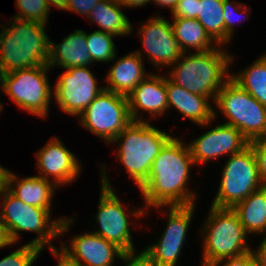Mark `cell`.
Returning <instances> with one entry per match:
<instances>
[{"mask_svg": "<svg viewBox=\"0 0 266 266\" xmlns=\"http://www.w3.org/2000/svg\"><path fill=\"white\" fill-rule=\"evenodd\" d=\"M225 49V46L218 45L207 51L183 53L170 66L166 77L185 90L214 102L217 93L230 78L229 69L234 62V57Z\"/></svg>", "mask_w": 266, "mask_h": 266, "instance_id": "obj_2", "label": "cell"}, {"mask_svg": "<svg viewBox=\"0 0 266 266\" xmlns=\"http://www.w3.org/2000/svg\"><path fill=\"white\" fill-rule=\"evenodd\" d=\"M10 245H14V243L11 241L5 226L0 221V249Z\"/></svg>", "mask_w": 266, "mask_h": 266, "instance_id": "obj_40", "label": "cell"}, {"mask_svg": "<svg viewBox=\"0 0 266 266\" xmlns=\"http://www.w3.org/2000/svg\"><path fill=\"white\" fill-rule=\"evenodd\" d=\"M123 8L144 7L153 0H116Z\"/></svg>", "mask_w": 266, "mask_h": 266, "instance_id": "obj_39", "label": "cell"}, {"mask_svg": "<svg viewBox=\"0 0 266 266\" xmlns=\"http://www.w3.org/2000/svg\"><path fill=\"white\" fill-rule=\"evenodd\" d=\"M167 91L168 112L176 109L182 114L183 119L191 120L194 124L205 127L217 119V111L213 108L210 100L202 95L189 92L183 87L171 82L165 75Z\"/></svg>", "mask_w": 266, "mask_h": 266, "instance_id": "obj_18", "label": "cell"}, {"mask_svg": "<svg viewBox=\"0 0 266 266\" xmlns=\"http://www.w3.org/2000/svg\"><path fill=\"white\" fill-rule=\"evenodd\" d=\"M113 37L116 36L99 30L86 33V43L93 63L112 62L118 58Z\"/></svg>", "mask_w": 266, "mask_h": 266, "instance_id": "obj_28", "label": "cell"}, {"mask_svg": "<svg viewBox=\"0 0 266 266\" xmlns=\"http://www.w3.org/2000/svg\"><path fill=\"white\" fill-rule=\"evenodd\" d=\"M74 266H113L125 253L116 244L103 237L87 232L72 237L69 244L61 243L56 252Z\"/></svg>", "mask_w": 266, "mask_h": 266, "instance_id": "obj_13", "label": "cell"}, {"mask_svg": "<svg viewBox=\"0 0 266 266\" xmlns=\"http://www.w3.org/2000/svg\"><path fill=\"white\" fill-rule=\"evenodd\" d=\"M244 7V8H243ZM243 8V9H242ZM249 7L246 6L244 3L235 2V0H224L223 3V14H224V45L230 43L233 38V33L235 30V23L237 21H241L242 17L243 20L247 19L249 16L248 12ZM243 13V14H242ZM242 16V17H241Z\"/></svg>", "mask_w": 266, "mask_h": 266, "instance_id": "obj_31", "label": "cell"}, {"mask_svg": "<svg viewBox=\"0 0 266 266\" xmlns=\"http://www.w3.org/2000/svg\"><path fill=\"white\" fill-rule=\"evenodd\" d=\"M239 216L247 234L266 237V186L254 191L232 208Z\"/></svg>", "mask_w": 266, "mask_h": 266, "instance_id": "obj_23", "label": "cell"}, {"mask_svg": "<svg viewBox=\"0 0 266 266\" xmlns=\"http://www.w3.org/2000/svg\"><path fill=\"white\" fill-rule=\"evenodd\" d=\"M35 156L36 167L40 172L38 176L47 180L52 179L59 188L65 184H72L82 172L79 159L56 136L39 149Z\"/></svg>", "mask_w": 266, "mask_h": 266, "instance_id": "obj_16", "label": "cell"}, {"mask_svg": "<svg viewBox=\"0 0 266 266\" xmlns=\"http://www.w3.org/2000/svg\"><path fill=\"white\" fill-rule=\"evenodd\" d=\"M205 221L200 231L203 241L201 266H211L252 250L247 243L249 235L232 208L210 206Z\"/></svg>", "mask_w": 266, "mask_h": 266, "instance_id": "obj_6", "label": "cell"}, {"mask_svg": "<svg viewBox=\"0 0 266 266\" xmlns=\"http://www.w3.org/2000/svg\"><path fill=\"white\" fill-rule=\"evenodd\" d=\"M188 144L172 137L154 159L147 180L139 187L145 210L196 204V192L188 189L195 166Z\"/></svg>", "mask_w": 266, "mask_h": 266, "instance_id": "obj_1", "label": "cell"}, {"mask_svg": "<svg viewBox=\"0 0 266 266\" xmlns=\"http://www.w3.org/2000/svg\"><path fill=\"white\" fill-rule=\"evenodd\" d=\"M196 204L189 206H168L167 224L164 233L156 242L185 243L187 231L194 215Z\"/></svg>", "mask_w": 266, "mask_h": 266, "instance_id": "obj_26", "label": "cell"}, {"mask_svg": "<svg viewBox=\"0 0 266 266\" xmlns=\"http://www.w3.org/2000/svg\"><path fill=\"white\" fill-rule=\"evenodd\" d=\"M2 110H3V104L0 101V112H2Z\"/></svg>", "mask_w": 266, "mask_h": 266, "instance_id": "obj_45", "label": "cell"}, {"mask_svg": "<svg viewBox=\"0 0 266 266\" xmlns=\"http://www.w3.org/2000/svg\"><path fill=\"white\" fill-rule=\"evenodd\" d=\"M142 53L136 50L118 58L107 73L105 89L128 97L150 74L146 73Z\"/></svg>", "mask_w": 266, "mask_h": 266, "instance_id": "obj_19", "label": "cell"}, {"mask_svg": "<svg viewBox=\"0 0 266 266\" xmlns=\"http://www.w3.org/2000/svg\"><path fill=\"white\" fill-rule=\"evenodd\" d=\"M123 7L116 0H101L88 14L86 19L97 24L99 31L114 36L132 35V24L122 12Z\"/></svg>", "mask_w": 266, "mask_h": 266, "instance_id": "obj_22", "label": "cell"}, {"mask_svg": "<svg viewBox=\"0 0 266 266\" xmlns=\"http://www.w3.org/2000/svg\"><path fill=\"white\" fill-rule=\"evenodd\" d=\"M5 188L16 198L30 206L52 209V197L58 187L38 175L20 178L8 170Z\"/></svg>", "mask_w": 266, "mask_h": 266, "instance_id": "obj_20", "label": "cell"}, {"mask_svg": "<svg viewBox=\"0 0 266 266\" xmlns=\"http://www.w3.org/2000/svg\"><path fill=\"white\" fill-rule=\"evenodd\" d=\"M249 141L234 126L217 124L195 140L188 147L196 165L206 164L210 160L241 152Z\"/></svg>", "mask_w": 266, "mask_h": 266, "instance_id": "obj_15", "label": "cell"}, {"mask_svg": "<svg viewBox=\"0 0 266 266\" xmlns=\"http://www.w3.org/2000/svg\"><path fill=\"white\" fill-rule=\"evenodd\" d=\"M172 137L149 121H132L110 144H118L114 153L139 188L147 180L154 159Z\"/></svg>", "mask_w": 266, "mask_h": 266, "instance_id": "obj_5", "label": "cell"}, {"mask_svg": "<svg viewBox=\"0 0 266 266\" xmlns=\"http://www.w3.org/2000/svg\"><path fill=\"white\" fill-rule=\"evenodd\" d=\"M79 118L84 128L110 144L132 122L128 97L104 89Z\"/></svg>", "mask_w": 266, "mask_h": 266, "instance_id": "obj_11", "label": "cell"}, {"mask_svg": "<svg viewBox=\"0 0 266 266\" xmlns=\"http://www.w3.org/2000/svg\"><path fill=\"white\" fill-rule=\"evenodd\" d=\"M183 244L172 242H153L142 250L154 266H176Z\"/></svg>", "mask_w": 266, "mask_h": 266, "instance_id": "obj_29", "label": "cell"}, {"mask_svg": "<svg viewBox=\"0 0 266 266\" xmlns=\"http://www.w3.org/2000/svg\"><path fill=\"white\" fill-rule=\"evenodd\" d=\"M19 13L13 17L47 24L50 7L47 0H16Z\"/></svg>", "mask_w": 266, "mask_h": 266, "instance_id": "obj_30", "label": "cell"}, {"mask_svg": "<svg viewBox=\"0 0 266 266\" xmlns=\"http://www.w3.org/2000/svg\"><path fill=\"white\" fill-rule=\"evenodd\" d=\"M171 25L183 53H189L192 49L202 52L218 46L197 19L173 18Z\"/></svg>", "mask_w": 266, "mask_h": 266, "instance_id": "obj_24", "label": "cell"}, {"mask_svg": "<svg viewBox=\"0 0 266 266\" xmlns=\"http://www.w3.org/2000/svg\"><path fill=\"white\" fill-rule=\"evenodd\" d=\"M92 59L86 43L85 30H75L55 44L50 40L48 66L68 69L92 65Z\"/></svg>", "mask_w": 266, "mask_h": 266, "instance_id": "obj_21", "label": "cell"}, {"mask_svg": "<svg viewBox=\"0 0 266 266\" xmlns=\"http://www.w3.org/2000/svg\"><path fill=\"white\" fill-rule=\"evenodd\" d=\"M221 174L219 188L211 204L214 207L233 208L263 186L250 144L241 152L229 156Z\"/></svg>", "mask_w": 266, "mask_h": 266, "instance_id": "obj_10", "label": "cell"}, {"mask_svg": "<svg viewBox=\"0 0 266 266\" xmlns=\"http://www.w3.org/2000/svg\"><path fill=\"white\" fill-rule=\"evenodd\" d=\"M245 91L266 107V54L263 53L247 68L230 76Z\"/></svg>", "mask_w": 266, "mask_h": 266, "instance_id": "obj_25", "label": "cell"}, {"mask_svg": "<svg viewBox=\"0 0 266 266\" xmlns=\"http://www.w3.org/2000/svg\"><path fill=\"white\" fill-rule=\"evenodd\" d=\"M249 144L254 151L260 180L263 186H266V136L257 138Z\"/></svg>", "mask_w": 266, "mask_h": 266, "instance_id": "obj_33", "label": "cell"}, {"mask_svg": "<svg viewBox=\"0 0 266 266\" xmlns=\"http://www.w3.org/2000/svg\"><path fill=\"white\" fill-rule=\"evenodd\" d=\"M211 266H257V261L251 250L240 256L223 259Z\"/></svg>", "mask_w": 266, "mask_h": 266, "instance_id": "obj_35", "label": "cell"}, {"mask_svg": "<svg viewBox=\"0 0 266 266\" xmlns=\"http://www.w3.org/2000/svg\"><path fill=\"white\" fill-rule=\"evenodd\" d=\"M100 167L102 170V180L99 206L96 214V222L99 229H95L92 232L116 244L124 252H137L133 244V235L130 231L132 220H128V215L135 216L134 218L138 219L145 217L147 212L144 207L136 210L134 208V210L129 212L127 210L128 207H126L124 202L121 203L122 201L118 198L115 190H113L111 181L107 177L108 173L105 165Z\"/></svg>", "mask_w": 266, "mask_h": 266, "instance_id": "obj_8", "label": "cell"}, {"mask_svg": "<svg viewBox=\"0 0 266 266\" xmlns=\"http://www.w3.org/2000/svg\"><path fill=\"white\" fill-rule=\"evenodd\" d=\"M122 260L125 266H154L149 257L143 252H125L119 259Z\"/></svg>", "mask_w": 266, "mask_h": 266, "instance_id": "obj_37", "label": "cell"}, {"mask_svg": "<svg viewBox=\"0 0 266 266\" xmlns=\"http://www.w3.org/2000/svg\"><path fill=\"white\" fill-rule=\"evenodd\" d=\"M252 251L254 252L257 266H266V237L263 236L259 246Z\"/></svg>", "mask_w": 266, "mask_h": 266, "instance_id": "obj_38", "label": "cell"}, {"mask_svg": "<svg viewBox=\"0 0 266 266\" xmlns=\"http://www.w3.org/2000/svg\"><path fill=\"white\" fill-rule=\"evenodd\" d=\"M153 2L160 7H168L170 12L172 13L179 0H153Z\"/></svg>", "mask_w": 266, "mask_h": 266, "instance_id": "obj_41", "label": "cell"}, {"mask_svg": "<svg viewBox=\"0 0 266 266\" xmlns=\"http://www.w3.org/2000/svg\"><path fill=\"white\" fill-rule=\"evenodd\" d=\"M9 169H6L0 164V188H4L6 186V178Z\"/></svg>", "mask_w": 266, "mask_h": 266, "instance_id": "obj_43", "label": "cell"}, {"mask_svg": "<svg viewBox=\"0 0 266 266\" xmlns=\"http://www.w3.org/2000/svg\"><path fill=\"white\" fill-rule=\"evenodd\" d=\"M48 65L16 70L0 75V86L13 103L38 118H47L53 96L47 73Z\"/></svg>", "mask_w": 266, "mask_h": 266, "instance_id": "obj_9", "label": "cell"}, {"mask_svg": "<svg viewBox=\"0 0 266 266\" xmlns=\"http://www.w3.org/2000/svg\"><path fill=\"white\" fill-rule=\"evenodd\" d=\"M53 257L57 258L58 264L56 266H74L72 264L67 263L63 258H61L56 252L52 253Z\"/></svg>", "mask_w": 266, "mask_h": 266, "instance_id": "obj_44", "label": "cell"}, {"mask_svg": "<svg viewBox=\"0 0 266 266\" xmlns=\"http://www.w3.org/2000/svg\"><path fill=\"white\" fill-rule=\"evenodd\" d=\"M138 28L139 40L149 63L156 68L170 67L183 54L174 36L170 21L163 16H153Z\"/></svg>", "mask_w": 266, "mask_h": 266, "instance_id": "obj_14", "label": "cell"}, {"mask_svg": "<svg viewBox=\"0 0 266 266\" xmlns=\"http://www.w3.org/2000/svg\"><path fill=\"white\" fill-rule=\"evenodd\" d=\"M213 105L249 141L266 136V107L231 77L216 95Z\"/></svg>", "mask_w": 266, "mask_h": 266, "instance_id": "obj_7", "label": "cell"}, {"mask_svg": "<svg viewBox=\"0 0 266 266\" xmlns=\"http://www.w3.org/2000/svg\"><path fill=\"white\" fill-rule=\"evenodd\" d=\"M224 0H200L197 20L205 28L211 39L224 46Z\"/></svg>", "mask_w": 266, "mask_h": 266, "instance_id": "obj_27", "label": "cell"}, {"mask_svg": "<svg viewBox=\"0 0 266 266\" xmlns=\"http://www.w3.org/2000/svg\"><path fill=\"white\" fill-rule=\"evenodd\" d=\"M47 3L50 9L52 6H55L58 10H65L68 0H47Z\"/></svg>", "mask_w": 266, "mask_h": 266, "instance_id": "obj_42", "label": "cell"}, {"mask_svg": "<svg viewBox=\"0 0 266 266\" xmlns=\"http://www.w3.org/2000/svg\"><path fill=\"white\" fill-rule=\"evenodd\" d=\"M39 247L26 243L0 260V266H33L40 253Z\"/></svg>", "mask_w": 266, "mask_h": 266, "instance_id": "obj_32", "label": "cell"}, {"mask_svg": "<svg viewBox=\"0 0 266 266\" xmlns=\"http://www.w3.org/2000/svg\"><path fill=\"white\" fill-rule=\"evenodd\" d=\"M88 66L71 67L60 73L53 97L64 113L79 117L91 102L105 89L100 87Z\"/></svg>", "mask_w": 266, "mask_h": 266, "instance_id": "obj_12", "label": "cell"}, {"mask_svg": "<svg viewBox=\"0 0 266 266\" xmlns=\"http://www.w3.org/2000/svg\"><path fill=\"white\" fill-rule=\"evenodd\" d=\"M0 197L2 200L0 221L14 244L20 240L19 232H35L38 235L29 244L39 247L42 251L48 246L49 252H57V248L53 246L51 240L67 233L75 218L65 216L54 219L51 217V209L25 204L5 187L0 188Z\"/></svg>", "mask_w": 266, "mask_h": 266, "instance_id": "obj_3", "label": "cell"}, {"mask_svg": "<svg viewBox=\"0 0 266 266\" xmlns=\"http://www.w3.org/2000/svg\"><path fill=\"white\" fill-rule=\"evenodd\" d=\"M100 1L101 0H68L64 11H71L86 18Z\"/></svg>", "mask_w": 266, "mask_h": 266, "instance_id": "obj_36", "label": "cell"}, {"mask_svg": "<svg viewBox=\"0 0 266 266\" xmlns=\"http://www.w3.org/2000/svg\"><path fill=\"white\" fill-rule=\"evenodd\" d=\"M128 106L132 121H150L139 116L141 111L155 118L164 116L168 111L165 76L151 72L128 95Z\"/></svg>", "mask_w": 266, "mask_h": 266, "instance_id": "obj_17", "label": "cell"}, {"mask_svg": "<svg viewBox=\"0 0 266 266\" xmlns=\"http://www.w3.org/2000/svg\"><path fill=\"white\" fill-rule=\"evenodd\" d=\"M11 18L8 26L7 23L3 27L0 25V75L48 65L47 24Z\"/></svg>", "mask_w": 266, "mask_h": 266, "instance_id": "obj_4", "label": "cell"}, {"mask_svg": "<svg viewBox=\"0 0 266 266\" xmlns=\"http://www.w3.org/2000/svg\"><path fill=\"white\" fill-rule=\"evenodd\" d=\"M199 3L200 0H179L177 6L171 13L172 17L197 19Z\"/></svg>", "mask_w": 266, "mask_h": 266, "instance_id": "obj_34", "label": "cell"}]
</instances>
